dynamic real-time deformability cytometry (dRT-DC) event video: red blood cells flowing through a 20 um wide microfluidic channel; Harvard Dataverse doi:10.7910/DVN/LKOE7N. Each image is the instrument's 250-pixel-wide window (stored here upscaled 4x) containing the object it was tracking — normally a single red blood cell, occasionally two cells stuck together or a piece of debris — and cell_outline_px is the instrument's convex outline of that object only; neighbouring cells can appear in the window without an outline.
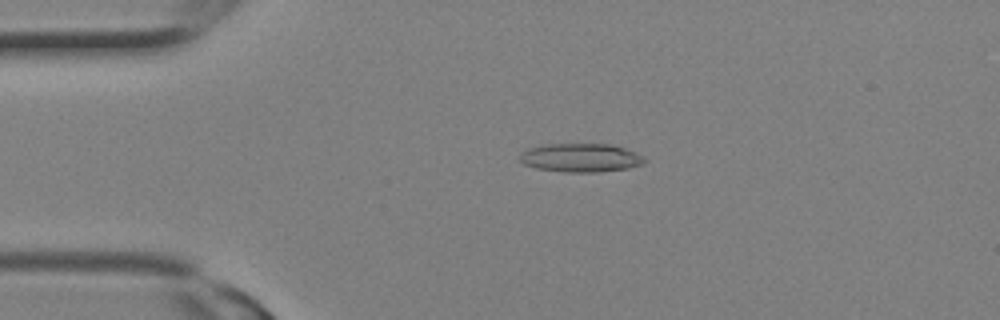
{"species": "Egyptian fruit bat (a non-hibernating species)", "species_latin": "Rousettus aegyptiacus", "temperature_condition": "room temperature", "stored_images_in_passage": 11, "camera_frame_rate_fps": 3000, "um_per_image_px": 0.085, "animal": {"sex": "female"}, "frame": {"image": 1, "passage_image": 7, "time_ms": 2.0, "image_size_px": [1000, 320], "cell_outline_px": [[648, 160], [644, 164], [628, 168], [600, 172], [564, 172], [536, 168], [524, 164], [520, 160], [520, 156], [528, 148], [548, 144], [612, 144], [636, 152]], "centroid_in_image_um": [49.41, 13.41], "position_along_channel_um": 35.6, "area_um2": 20.81}}
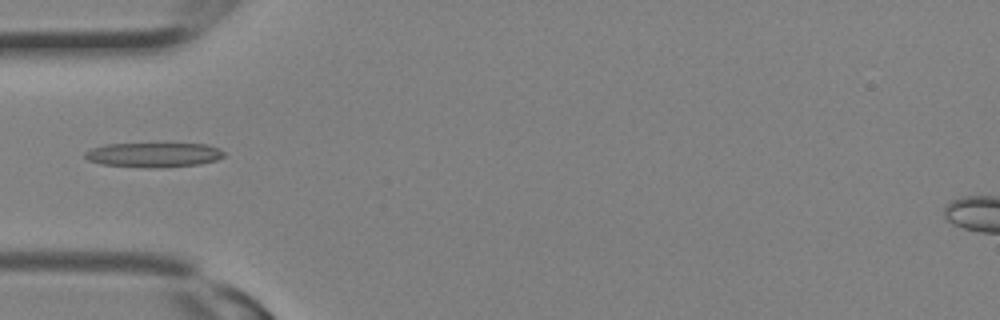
{"frame": {"image": 2, "passage_image": 10, "time_ms": 3.0, "image_size_px": [1000, 320], "cell_outline_px": [[224, 156], [216, 160], [200, 164], [156, 168], [144, 168], [100, 164], [88, 160], [84, 156], [84, 152], [92, 148], [104, 144], [204, 144], [216, 148], [224, 152]], "centroid_in_image_um": [13.0, 13.17], "position_along_channel_um": 72.0, "area_um2": 19.88}}